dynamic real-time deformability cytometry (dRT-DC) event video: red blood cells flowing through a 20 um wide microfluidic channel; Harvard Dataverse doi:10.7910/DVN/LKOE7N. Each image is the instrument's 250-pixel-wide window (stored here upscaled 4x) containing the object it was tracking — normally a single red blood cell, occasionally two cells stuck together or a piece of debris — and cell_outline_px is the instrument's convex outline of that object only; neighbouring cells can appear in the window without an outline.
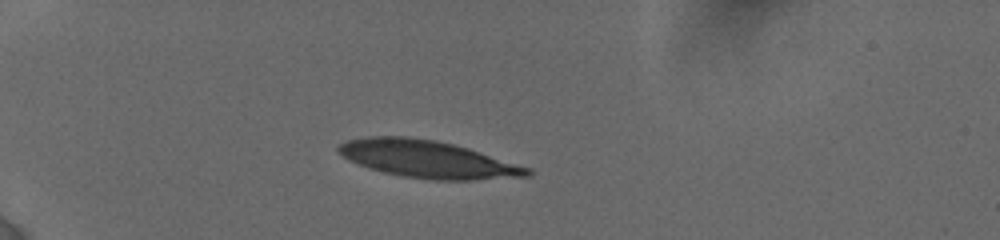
{"species": "human", "species_latin": "Homo sapiens", "temperature_condition": "cold", "stored_images_in_passage": 26, "camera_frame_rate_fps": 3000, "um_per_image_px": 0.085, "donor": {"sex": "female"}, "frame": {"image": 1, "passage_image": 8, "time_ms": 4.0, "image_size_px": [1000, 240], "cell_outline_px": [[536, 172], [532, 176], [472, 180], [428, 180], [404, 176], [384, 172], [348, 160], [336, 148], [336, 144], [348, 140], [368, 136], [408, 136], [436, 140], [468, 148], [532, 168]], "centroid_in_image_um": [36.41, 13.53], "position_along_channel_um": 48.6, "area_um2": 41.21}}
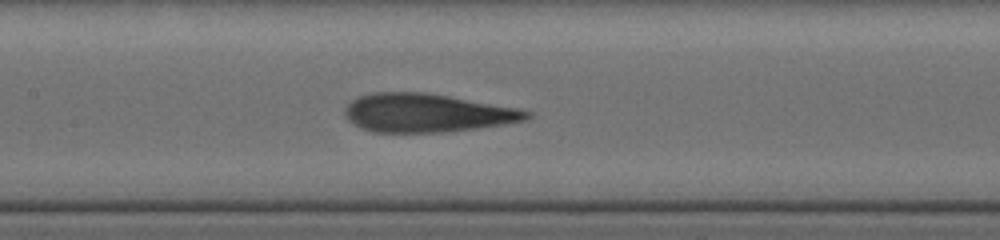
{"frame": {"image": 2, "passage_image": 18, "time_ms": 8.333, "image_size_px": [1000, 240], "cell_outline_px": [[532, 116], [528, 120], [504, 124], [476, 128], [444, 132], [372, 132], [360, 128], [348, 120], [344, 112], [344, 108], [352, 100], [360, 96], [372, 92], [424, 92], [520, 108], [532, 112]], "centroid_in_image_um": [36.3, 9.6], "position_along_channel_um": 171.1, "area_um2": 40.86}}
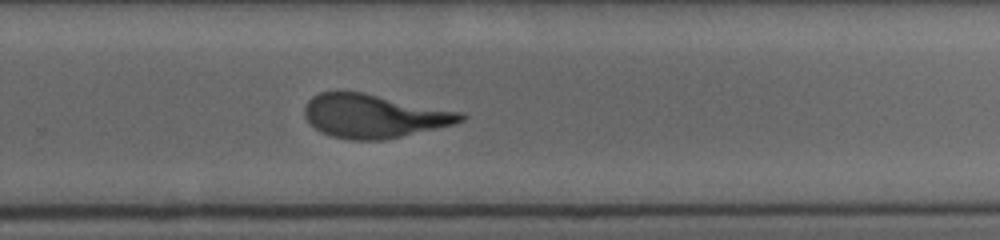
{"frame": {"image": 3, "passage_image": 26, "time_ms": 11.667, "image_size_px": [1000, 240], "cell_outline_px": [[468, 116], [464, 120], [452, 124], [384, 140], [352, 140], [332, 136], [320, 132], [308, 124], [304, 116], [304, 104], [312, 96], [320, 92], [364, 92], [464, 112]], "centroid_in_image_um": [31.75, 9.85], "position_along_channel_um": 298.0, "area_um2": 39.88}}